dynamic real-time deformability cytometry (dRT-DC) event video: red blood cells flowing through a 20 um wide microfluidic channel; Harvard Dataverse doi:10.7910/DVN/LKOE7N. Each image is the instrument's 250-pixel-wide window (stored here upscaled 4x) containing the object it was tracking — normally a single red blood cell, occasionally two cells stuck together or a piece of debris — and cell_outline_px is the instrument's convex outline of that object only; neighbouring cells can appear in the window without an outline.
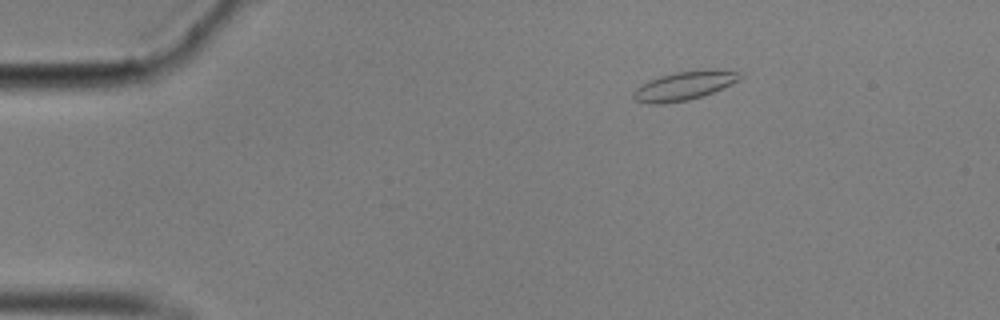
{"species": "common noctule bat (a hibernating species)", "species_latin": "Nyctalus noctula", "temperature_condition": "cold", "stored_images_in_passage": 50, "camera_frame_rate_fps": 3000, "um_per_image_px": 0.085, "animal": {"sex": "male", "body_mass_g": 17.9}, "frame": {"image": 1, "passage_image": 1, "time_ms": 0.0, "image_size_px": [1000, 320], "cell_outline_px": [[744, 76], [740, 80], [732, 84], [704, 96], [688, 100], [664, 104], [648, 104], [636, 100], [632, 96], [632, 92], [640, 84], [648, 80], [660, 76], [676, 72], [716, 68], [736, 72]], "centroid_in_image_um": [58.16, 7.29], "position_along_channel_um": 26.8, "area_um2": 18.15}}
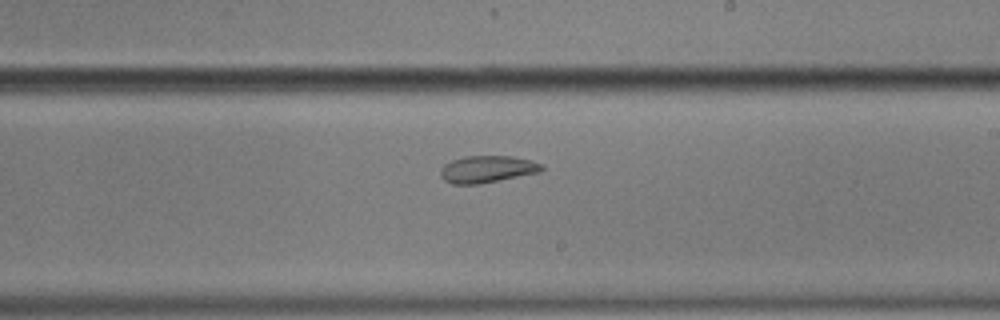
{"frame": {"image": 2, "passage_image": 26, "time_ms": 8.333, "image_size_px": [1000, 320], "cell_outline_px": [[544, 168], [540, 172], [480, 184], [452, 184], [444, 180], [440, 176], [440, 168], [444, 164], [452, 160], [464, 156], [512, 156], [532, 160], [544, 164]], "centroid_in_image_um": [41.41, 14.37], "position_along_channel_um": 247.6, "area_um2": 16.13}}
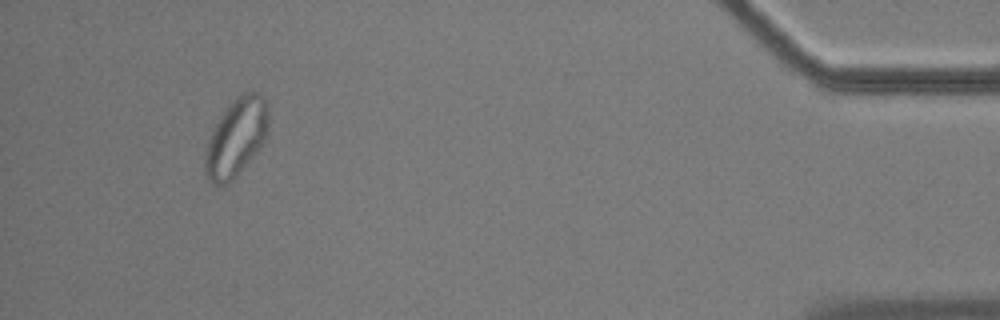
{"frame": {"image": 3, "passage_image": 46, "time_ms": 15.0, "image_size_px": [1000, 320], "cell_outline_px": [[268, 128], [264, 140], [256, 152], [236, 176], [224, 188], [212, 184], [204, 176], [204, 156], [208, 140], [220, 116], [232, 100], [248, 88], [252, 88], [260, 92], [264, 96], [268, 104]], "centroid_in_image_um": [20.07, 11.67], "position_along_channel_um": 415.1, "area_um2": 29.36}, "authors_computed_cell_mechanics": {"area_um2": 17.5712, "velocity_mm_per_s": 3.4554, "shape_relaxation_time_tau1_ms": null, "shape_relaxation_time_tau2_ms": 1.7534, "deformation_change_tau1": null, "deformation_change_tau2": 0.0523}}